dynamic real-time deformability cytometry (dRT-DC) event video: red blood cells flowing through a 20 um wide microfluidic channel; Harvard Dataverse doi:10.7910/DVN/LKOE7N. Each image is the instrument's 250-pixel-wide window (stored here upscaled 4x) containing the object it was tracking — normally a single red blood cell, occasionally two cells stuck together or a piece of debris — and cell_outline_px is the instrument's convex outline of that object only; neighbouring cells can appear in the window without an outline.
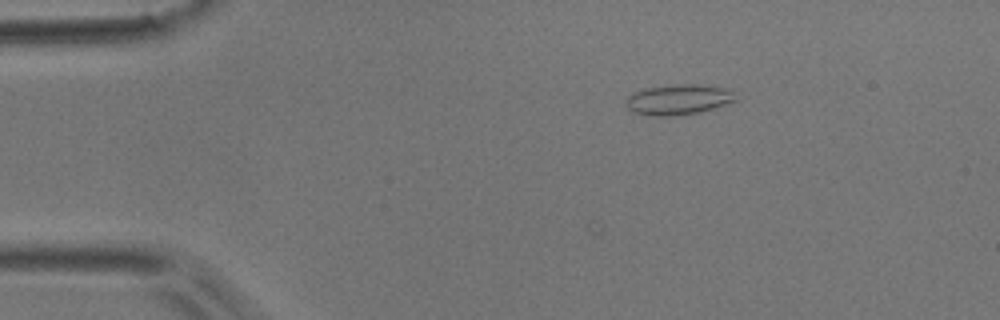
{"species": "common noctule bat (a hibernating species)", "species_latin": "Nyctalus noctula", "temperature_condition": "room temperature", "stored_images_in_passage": 3, "camera_frame_rate_fps": 3000, "um_per_image_px": 0.085, "animal": {"sex": "male", "body_mass_g": 17.9}, "frame": {"image": 1, "passage_image": 3, "time_ms": 0.667, "image_size_px": [1000, 320], "cell_outline_px": [[740, 100], [700, 112], [676, 116], [652, 116], [632, 112], [628, 108], [628, 96], [644, 88], [676, 84], [696, 84], [728, 88]], "centroid_in_image_um": [57.72, 8.46], "position_along_channel_um": 27.3, "area_um2": 19.48}}